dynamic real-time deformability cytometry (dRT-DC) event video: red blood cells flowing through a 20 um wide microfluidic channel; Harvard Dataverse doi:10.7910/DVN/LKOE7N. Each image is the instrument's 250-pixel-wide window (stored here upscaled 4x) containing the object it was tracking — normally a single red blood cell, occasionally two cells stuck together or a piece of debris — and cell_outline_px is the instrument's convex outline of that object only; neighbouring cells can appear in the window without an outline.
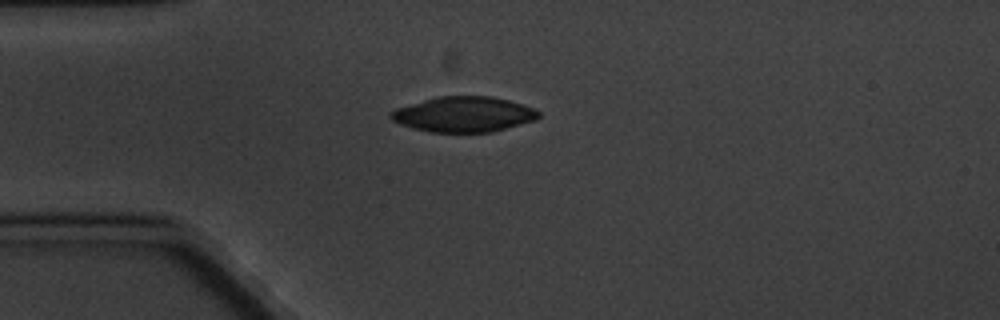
{"species": "common noctule bat (a hibernating species)", "species_latin": "Nyctalus noctula", "temperature_condition": "cold", "stored_images_in_passage": 3, "camera_frame_rate_fps": 3000, "um_per_image_px": 0.085, "animal": {"sex": "male", "body_mass_g": 20.1, "forearm_length_mm": 53.5}, "frame": {"image": 1, "passage_image": 1, "time_ms": 0.0, "image_size_px": [1000, 320], "cell_outline_px": [[540, 116], [536, 120], [492, 132], [432, 132], [412, 128], [400, 124], [392, 120], [388, 116], [388, 112], [396, 108], [424, 100], [440, 96], [492, 96], [508, 100], [532, 108], [540, 112]], "centroid_in_image_um": [39.39, 9.72], "position_along_channel_um": 45.6, "area_um2": 30.35}}